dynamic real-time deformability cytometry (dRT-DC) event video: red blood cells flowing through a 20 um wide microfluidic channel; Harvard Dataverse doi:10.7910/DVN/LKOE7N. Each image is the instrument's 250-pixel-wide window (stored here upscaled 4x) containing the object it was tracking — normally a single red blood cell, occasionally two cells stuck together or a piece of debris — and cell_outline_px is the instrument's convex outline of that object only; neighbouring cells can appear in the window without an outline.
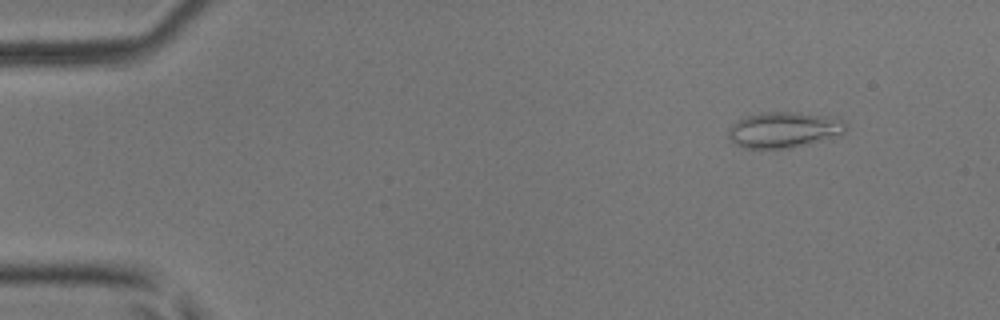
{"species": "common noctule bat (a hibernating species)", "species_latin": "Nyctalus noctula", "temperature_condition": "room temperature", "stored_images_in_passage": 34, "camera_frame_rate_fps": 3000, "um_per_image_px": 0.085, "animal": {"sex": "male", "body_mass_g": 17.9, "forearm_length_mm": 54.2}, "frame": {"image": 1, "passage_image": 6, "time_ms": 1.667, "image_size_px": [1000, 320], "cell_outline_px": [[848, 128], [844, 132], [820, 140], [788, 148], [744, 148], [736, 144], [728, 136], [728, 128], [736, 120], [744, 116], [760, 112], [796, 112], [832, 116], [844, 120]], "centroid_in_image_um": [66.6, 11.0], "position_along_channel_um": 18.4, "area_um2": 24.45}}
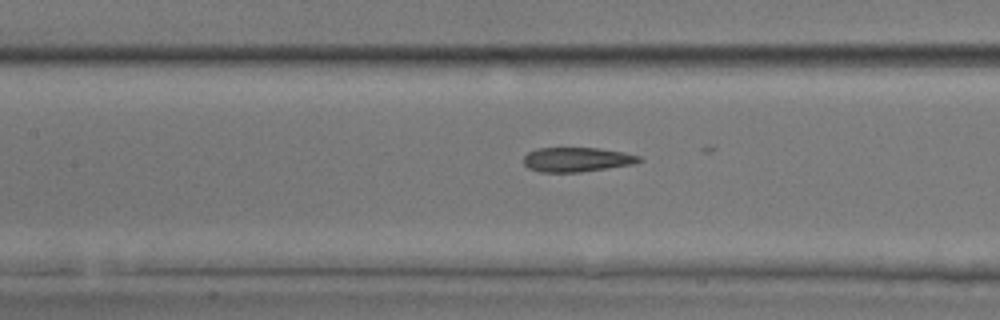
{"frame": {"image": 2, "passage_image": 24, "time_ms": 7.667, "image_size_px": [1000, 320], "cell_outline_px": [[644, 160], [632, 164], [580, 172], [540, 172], [528, 168], [524, 164], [524, 156], [528, 152], [536, 148], [600, 148], [624, 152], [640, 156]], "centroid_in_image_um": [49.02, 13.55], "position_along_channel_um": 158.4, "area_um2": 16.47}}
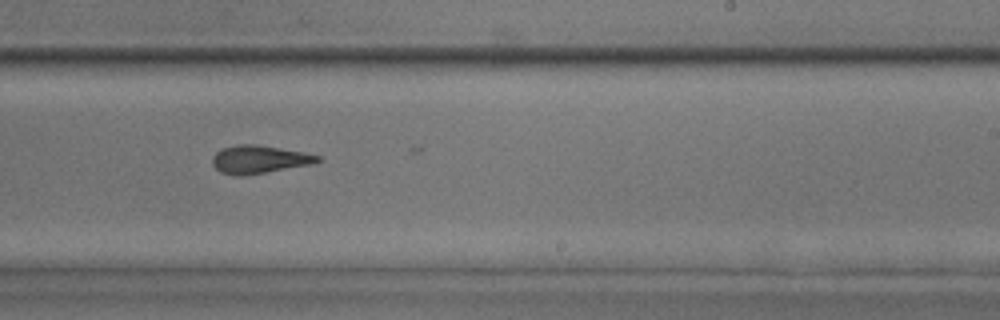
{"frame": {"image": 3, "passage_image": 32, "time_ms": 10.333, "image_size_px": [1000, 320], "cell_outline_px": [[320, 160], [312, 164], [240, 176], [236, 176], [220, 172], [212, 164], [212, 156], [216, 152], [224, 148], [236, 144], [256, 144], [304, 152], [320, 156]], "centroid_in_image_um": [21.99, 13.54], "position_along_channel_um": 267.0, "area_um2": 16.99}}